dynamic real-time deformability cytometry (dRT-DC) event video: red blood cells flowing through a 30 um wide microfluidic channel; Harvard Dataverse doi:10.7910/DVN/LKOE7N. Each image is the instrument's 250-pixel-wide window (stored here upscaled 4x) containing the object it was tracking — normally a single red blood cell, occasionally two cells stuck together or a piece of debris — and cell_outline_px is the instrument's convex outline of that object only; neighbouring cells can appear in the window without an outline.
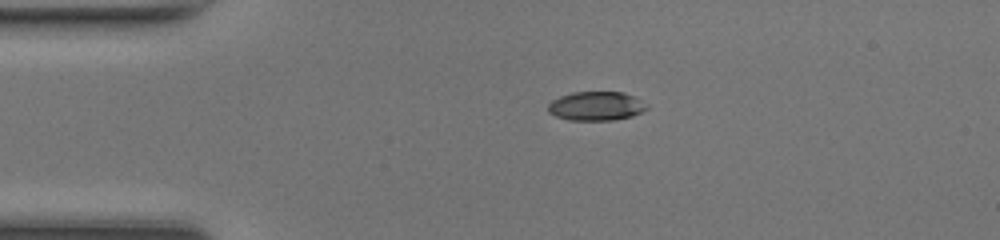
{"species": "common noctule bat (a hibernating species)", "species_latin": "Nyctalus noctula", "temperature_condition": "room temperature", "stored_images_in_passage": 39, "camera_frame_rate_fps": 3000, "um_per_image_px": 0.085, "animal": {"sex": "female", "body_mass_g": 17.0, "forearm_length_mm": 48.0}, "frame": {"image": 1, "passage_image": 1, "time_ms": 0.0, "image_size_px": [1000, 240], "cell_outline_px": [[648, 108], [632, 116], [612, 120], [568, 120], [556, 116], [548, 112], [548, 104], [552, 100], [560, 96], [572, 92], [624, 92], [632, 96]], "centroid_in_image_um": [50.6, 9.02], "position_along_channel_um": 34.4, "area_um2": 16.42}}
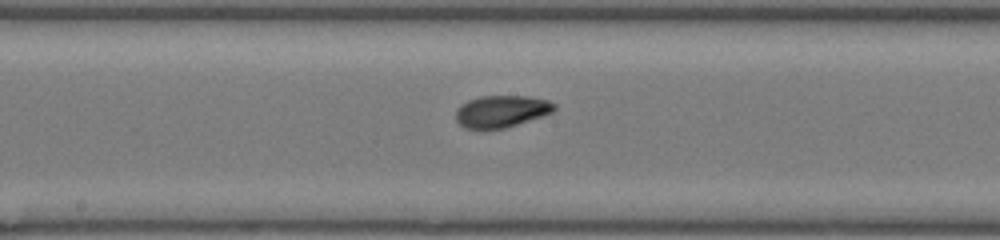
{"frame": {"image": 2, "passage_image": 16, "time_ms": 5.0, "image_size_px": [1000, 240], "cell_outline_px": [[556, 108], [552, 112], [504, 128], [464, 128], [456, 120], [456, 108], [460, 104], [468, 100], [480, 96], [528, 96], [548, 100], [556, 104]], "centroid_in_image_um": [42.59, 9.44], "position_along_channel_um": 205.6, "area_um2": 18.15}}
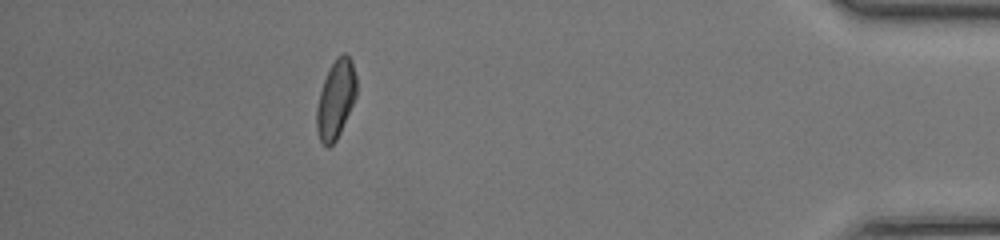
{"frame": {"image": 3, "passage_image": 34, "time_ms": 11.0, "image_size_px": [1000, 240], "cell_outline_px": [[356, 96], [340, 132], [336, 140], [328, 148], [320, 140], [316, 128], [316, 108], [320, 92], [324, 80], [332, 64], [344, 52], [352, 60], [356, 76]], "centroid_in_image_um": [28.54, 8.46], "position_along_channel_um": 406.7, "area_um2": 17.86}, "authors_computed_cell_mechanics": {"area_um2": 17.8602, "velocity_mm_per_s": 4.2688, "shape_relaxation_time_tau1_ms": 3.9385, "shape_relaxation_time_tau2_ms": 5.6332, "deformation_change_tau1": 0.1173, "deformation_change_tau2": 0.1096}}